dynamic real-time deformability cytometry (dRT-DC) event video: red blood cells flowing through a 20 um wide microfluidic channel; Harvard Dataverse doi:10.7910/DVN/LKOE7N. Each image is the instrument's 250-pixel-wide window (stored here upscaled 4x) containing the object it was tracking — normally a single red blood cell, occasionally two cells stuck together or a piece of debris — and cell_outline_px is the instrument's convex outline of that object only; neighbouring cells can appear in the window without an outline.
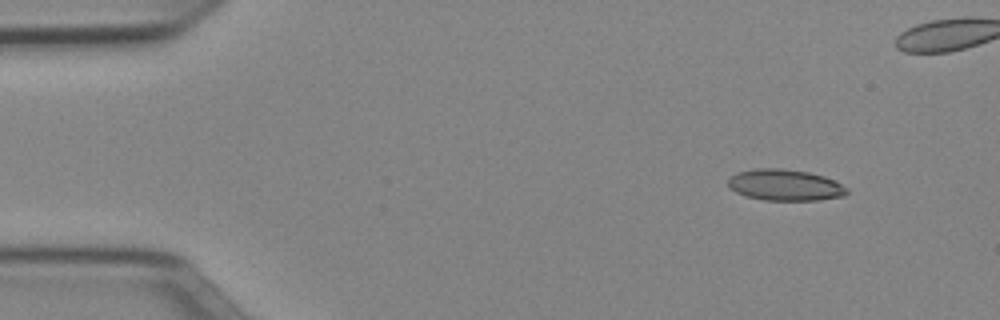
{"species": "Egyptian fruit bat (a non-hibernating species)", "species_latin": "Rousettus aegyptiacus", "temperature_condition": "cold", "stored_images_in_passage": 48, "camera_frame_rate_fps": 3000, "um_per_image_px": 0.085, "animal": {"sex": "female"}, "frame": {"image": 1, "passage_image": 1, "time_ms": 0.0, "image_size_px": [1000, 320], "cell_outline_px": [[848, 192], [844, 196], [820, 200], [764, 200], [744, 196], [728, 188], [728, 176], [736, 172], [756, 168], [780, 168], [808, 172], [824, 176], [848, 188]], "centroid_in_image_um": [66.67, 15.73], "position_along_channel_um": 18.3, "area_um2": 21.85}}
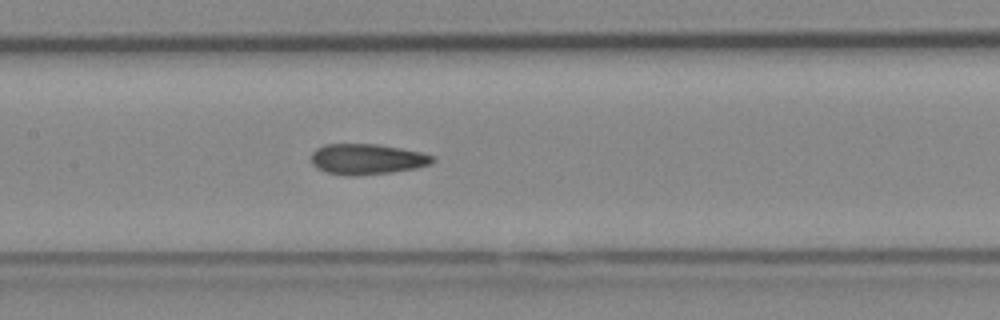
{"frame": {"image": 2, "passage_image": 20, "time_ms": 6.333, "image_size_px": [1000, 320], "cell_outline_px": [[436, 160], [432, 164], [416, 168], [392, 172], [356, 176], [344, 176], [324, 172], [316, 168], [312, 164], [312, 152], [316, 148], [324, 144], [376, 144], [400, 148], [420, 152], [432, 156]], "centroid_in_image_um": [31.16, 13.54], "position_along_channel_um": 176.2, "area_um2": 21.85}}
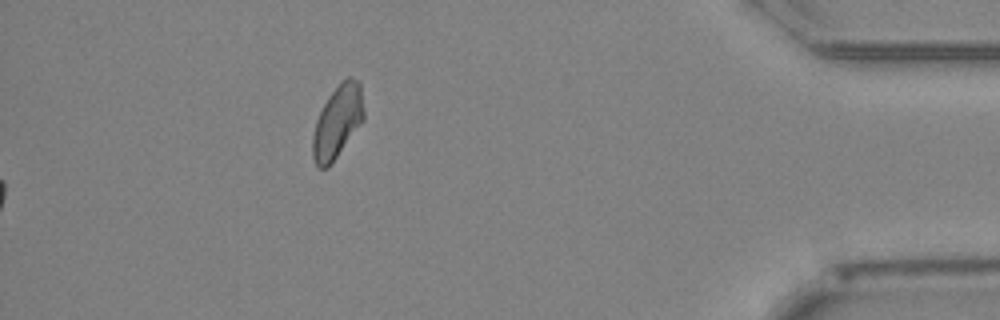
{"frame": {"image": 3, "passage_image": 48, "time_ms": 15.667, "image_size_px": [1000, 320], "cell_outline_px": [[364, 120], [328, 168], [316, 168], [312, 156], [312, 136], [316, 120], [328, 96], [340, 80], [348, 76], [352, 76], [360, 80], [364, 112]], "centroid_in_image_um": [28.68, 10.32], "position_along_channel_um": 406.5, "area_um2": 22.02}, "authors_computed_cell_mechanics": {"area_um2": 21.2415, "velocity_mm_per_s": 3.9631, "shape_relaxation_time_tau1_ms": null, "shape_relaxation_time_tau2_ms": 2.4794, "deformation_change_tau1": null, "deformation_change_tau2": 0.0872}}